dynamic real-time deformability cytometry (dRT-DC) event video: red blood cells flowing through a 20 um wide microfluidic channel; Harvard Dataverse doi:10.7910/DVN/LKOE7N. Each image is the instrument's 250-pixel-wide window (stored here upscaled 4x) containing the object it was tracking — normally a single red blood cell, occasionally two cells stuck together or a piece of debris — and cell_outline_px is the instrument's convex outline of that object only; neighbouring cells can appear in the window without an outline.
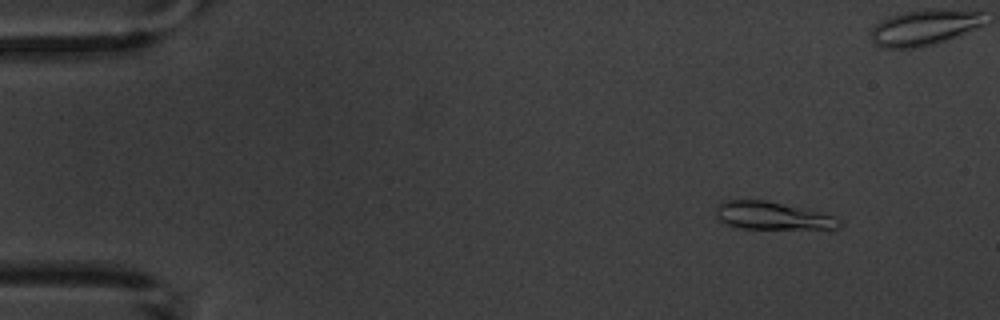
{"species": "common noctule bat (a hibernating species)", "species_latin": "Nyctalus noctula", "temperature_condition": "warm", "stored_images_in_passage": 5, "camera_frame_rate_fps": 3000, "um_per_image_px": 0.085, "animal": {"sex": "male", "body_mass_g": 20.1, "forearm_length_mm": 53.5}, "frame": {"image": 1, "passage_image": 1, "time_ms": 0.0, "image_size_px": [1000, 320], "cell_outline_px": [[844, 224], [836, 228], [740, 228], [728, 224], [720, 220], [716, 212], [716, 204], [724, 200], [764, 200], [804, 208], [832, 216], [840, 220]], "centroid_in_image_um": [65.62, 18.32], "position_along_channel_um": 19.4, "area_um2": 19.54}}